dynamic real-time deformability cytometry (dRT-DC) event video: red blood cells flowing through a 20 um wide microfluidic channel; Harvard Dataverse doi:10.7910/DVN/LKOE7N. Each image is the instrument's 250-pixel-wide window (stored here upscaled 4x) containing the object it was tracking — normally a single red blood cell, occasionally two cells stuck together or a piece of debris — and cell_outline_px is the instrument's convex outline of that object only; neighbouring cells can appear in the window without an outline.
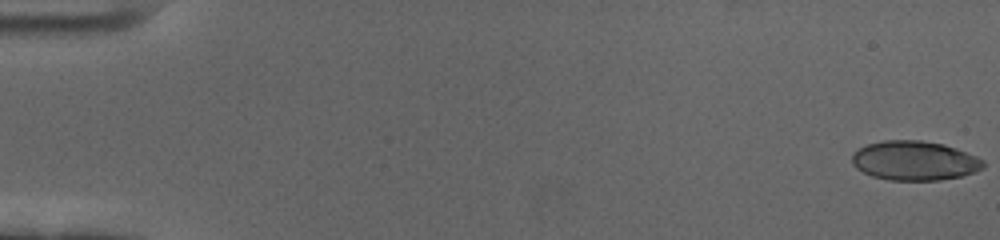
{"species": "human", "species_latin": "Homo sapiens", "temperature_condition": "cold", "stored_images_in_passage": 59, "camera_frame_rate_fps": 3000, "um_per_image_px": 0.085, "donor": {"sex": "female"}, "frame": {"image": 1, "passage_image": 1, "time_ms": 0.0, "image_size_px": [1000, 240], "cell_outline_px": [[984, 168], [976, 172], [960, 176], [940, 180], [888, 180], [872, 176], [856, 168], [852, 164], [852, 152], [868, 144], [884, 140], [920, 140], [944, 144], [956, 148], [976, 156], [984, 160]], "centroid_in_image_um": [77.74, 13.66], "position_along_channel_um": 7.3, "area_um2": 30.23}}
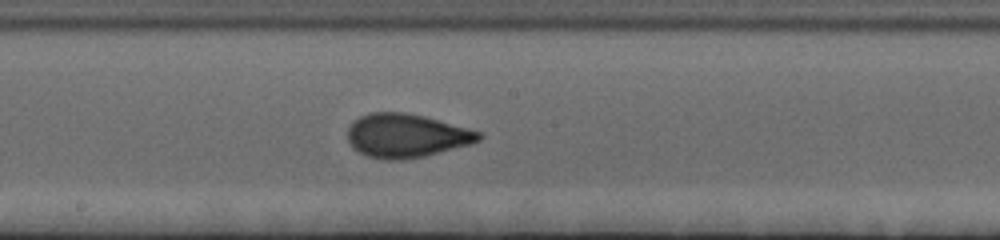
{"frame": {"image": 2, "passage_image": 33, "time_ms": 10.667, "image_size_px": [1000, 240], "cell_outline_px": [[484, 136], [480, 140], [472, 144], [424, 156], [404, 160], [384, 160], [368, 156], [352, 148], [348, 140], [348, 128], [360, 116], [368, 112], [404, 112], [424, 116], [468, 128], [480, 132]], "centroid_in_image_um": [34.55, 11.54], "position_along_channel_um": 213.7, "area_um2": 33.47}}
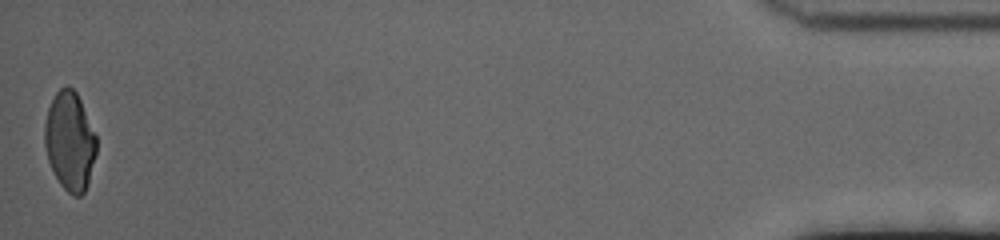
{"frame": {"image": 3, "passage_image": 59, "time_ms": 19.333, "image_size_px": [1000, 240], "cell_outline_px": [[96, 152], [88, 184], [84, 192], [80, 196], [72, 196], [60, 184], [48, 160], [44, 144], [44, 124], [48, 108], [56, 92], [60, 88], [68, 84], [76, 92], [80, 100], [96, 136]], "centroid_in_image_um": [5.92, 11.99], "position_along_channel_um": 429.3, "area_um2": 29.65}, "authors_computed_cell_mechanics": {"area_um2": 31.5588, "velocity_mm_per_s": 3.4835, "shape_relaxation_time_tau1_ms": 5.0108, "shape_relaxation_time_tau2_ms": 0.8948, "deformation_change_tau1": 0.1626, "deformation_change_tau2": 0.059}}